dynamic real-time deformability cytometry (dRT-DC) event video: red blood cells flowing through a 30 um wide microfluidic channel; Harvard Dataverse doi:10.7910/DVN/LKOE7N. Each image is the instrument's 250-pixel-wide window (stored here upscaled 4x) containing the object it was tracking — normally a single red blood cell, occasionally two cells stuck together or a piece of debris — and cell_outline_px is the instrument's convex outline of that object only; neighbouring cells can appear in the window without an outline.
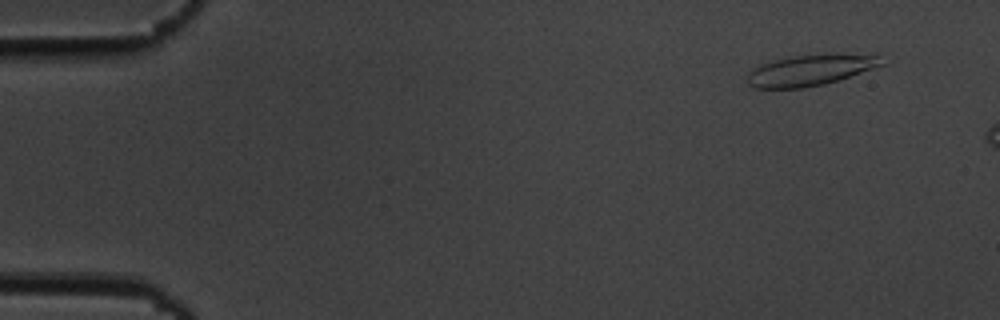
{"species": "common noctule bat (a hibernating species)", "species_latin": "Nyctalus noctula", "temperature_condition": "cold", "stored_images_in_passage": 10, "camera_frame_rate_fps": 3000, "um_per_image_px": 0.085, "animal": {"sex": "male", "body_mass_g": 19.5, "forearm_length_mm": 54.6}, "frame": {"image": 1, "passage_image": 4, "time_ms": 1.0, "image_size_px": [1000, 320], "cell_outline_px": [[888, 64], [840, 80], [824, 84], [804, 88], [756, 88], [748, 84], [748, 72], [760, 64], [792, 56], [836, 52], [840, 52], [880, 56]], "centroid_in_image_um": [68.98, 5.94], "position_along_channel_um": 16.0, "area_um2": 24.85}}